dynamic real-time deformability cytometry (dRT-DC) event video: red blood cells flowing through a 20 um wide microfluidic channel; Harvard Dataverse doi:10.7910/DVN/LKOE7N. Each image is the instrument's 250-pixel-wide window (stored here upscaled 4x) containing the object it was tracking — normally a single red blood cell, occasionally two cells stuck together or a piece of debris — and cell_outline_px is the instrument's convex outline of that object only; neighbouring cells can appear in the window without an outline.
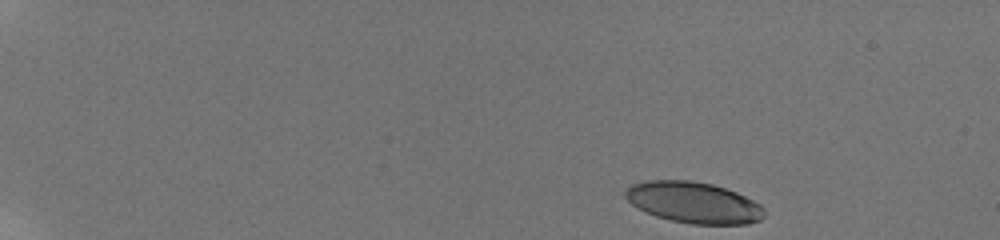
{"species": "human", "species_latin": "Homo sapiens", "temperature_condition": "room temperature", "stored_images_in_passage": 20, "camera_frame_rate_fps": 3000, "um_per_image_px": 0.085, "donor": {"sex": "male"}, "frame": {"image": 1, "passage_image": 1, "time_ms": 0.0, "image_size_px": [1000, 240], "cell_outline_px": [[764, 216], [760, 220], [748, 224], [692, 224], [672, 220], [656, 216], [632, 204], [624, 196], [624, 192], [632, 184], [648, 180], [688, 180], [712, 184], [736, 192], [760, 204], [764, 208]], "centroid_in_image_um": [58.97, 17.21], "position_along_channel_um": 26.0, "area_um2": 33.06}}
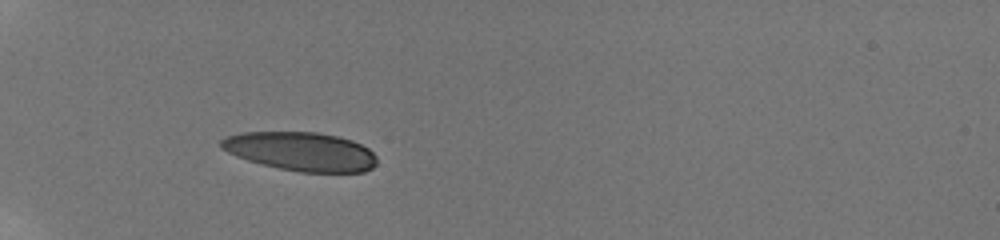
{"frame": {"image": 2, "passage_image": 12, "time_ms": 4.0, "image_size_px": [1000, 240], "cell_outline_px": [[376, 164], [372, 168], [364, 172], [300, 172], [280, 168], [248, 160], [236, 156], [220, 148], [220, 140], [224, 136], [244, 132], [316, 132], [336, 136], [352, 140], [368, 148], [376, 156]], "centroid_in_image_um": [25.57, 12.87], "position_along_channel_um": 59.4, "area_um2": 35.14}}
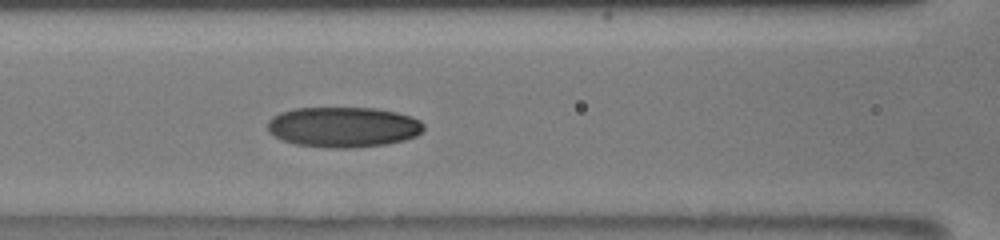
{"frame": {"image": 3, "passage_image": 20, "time_ms": 6.667, "image_size_px": [1000, 240], "cell_outline_px": [[424, 128], [416, 136], [404, 140], [388, 144], [348, 148], [324, 148], [296, 144], [284, 140], [268, 132], [268, 120], [272, 116], [280, 112], [292, 108], [376, 108], [396, 112], [412, 116], [420, 120], [424, 124]], "centroid_in_image_um": [29.18, 10.79], "position_along_channel_um": 137.4, "area_um2": 36.93}}